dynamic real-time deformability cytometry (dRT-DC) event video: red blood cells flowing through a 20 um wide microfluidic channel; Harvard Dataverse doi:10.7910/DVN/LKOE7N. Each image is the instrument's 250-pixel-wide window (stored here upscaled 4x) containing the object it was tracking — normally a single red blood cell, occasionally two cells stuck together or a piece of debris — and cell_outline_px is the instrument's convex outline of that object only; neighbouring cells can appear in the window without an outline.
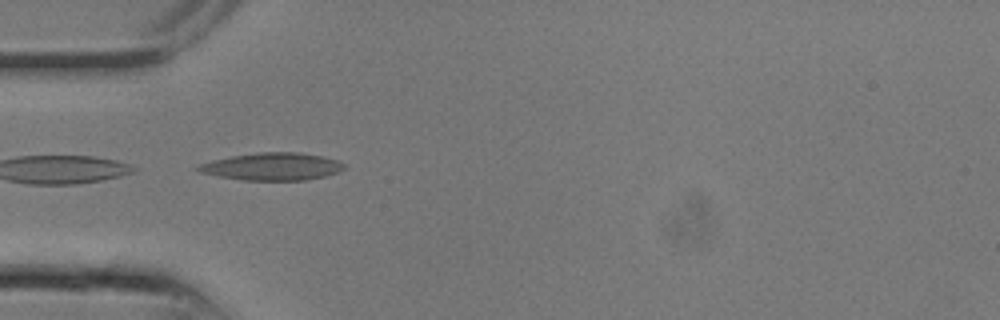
{"species": "common noctule bat (a hibernating species)", "species_latin": "Nyctalus noctula", "temperature_condition": "room temperature", "stored_images_in_passage": 6, "camera_frame_rate_fps": 3000, "um_per_image_px": 0.085, "animal": {"sex": "male", "body_mass_g": 13.3}, "frame": {"image": 1, "passage_image": 2, "time_ms": 0.333, "image_size_px": [1000, 320], "cell_outline_px": [[344, 168], [336, 172], [324, 176], [304, 180], [244, 180], [220, 176], [200, 172], [196, 168], [200, 164], [212, 160], [232, 156], [260, 152], [300, 152], [340, 160], [344, 164]], "centroid_in_image_um": [23.15, 14.15], "position_along_channel_um": 61.8, "area_um2": 23.06}}
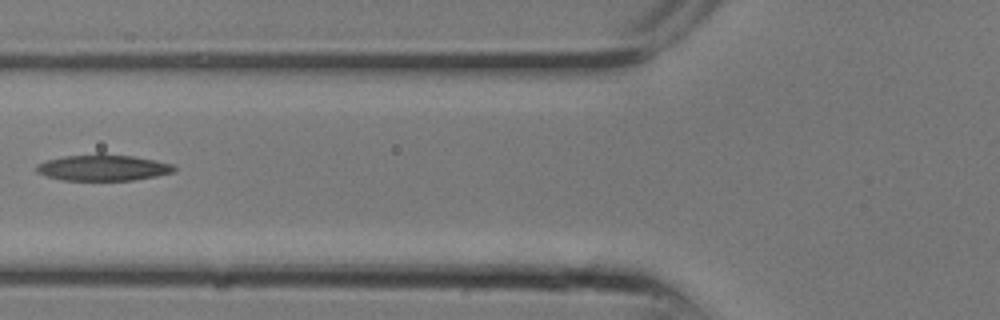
{"frame": {"image": 2, "passage_image": 4, "time_ms": 1.0, "image_size_px": [1000, 320], "cell_outline_px": [[176, 172], [156, 176], [132, 180], [64, 180], [48, 176], [36, 172], [36, 164], [48, 160], [64, 156], [100, 152], [132, 156], [172, 164], [176, 168]], "centroid_in_image_um": [8.75, 14.23], "position_along_channel_um": 117.0, "area_um2": 21.1}}